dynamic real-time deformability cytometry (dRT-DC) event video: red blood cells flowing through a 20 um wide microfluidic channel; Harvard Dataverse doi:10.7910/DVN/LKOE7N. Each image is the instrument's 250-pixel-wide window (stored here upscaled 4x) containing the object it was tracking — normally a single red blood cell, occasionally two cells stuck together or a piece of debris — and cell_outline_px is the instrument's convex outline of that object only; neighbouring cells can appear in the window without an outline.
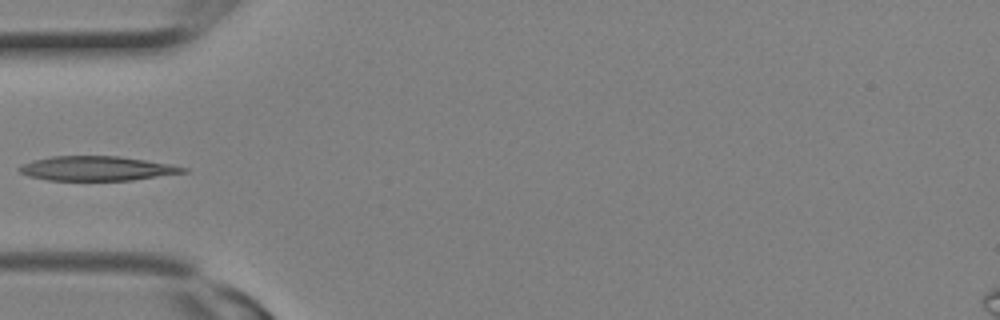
{"species": "Egyptian fruit bat (a non-hibernating species)", "species_latin": "Rousettus aegyptiacus", "temperature_condition": "room temperature", "stored_images_in_passage": 2, "camera_frame_rate_fps": 3000, "um_per_image_px": 0.085, "animal": {"sex": "female"}, "frame": {"image": 1, "passage_image": 2, "time_ms": 0.333, "image_size_px": [1000, 320], "cell_outline_px": [[188, 172], [132, 180], [48, 180], [28, 176], [20, 172], [16, 168], [20, 164], [32, 160], [52, 156], [120, 156], [172, 164], [188, 168]], "centroid_in_image_um": [8.22, 14.31], "position_along_channel_um": 76.8, "area_um2": 23.52}}